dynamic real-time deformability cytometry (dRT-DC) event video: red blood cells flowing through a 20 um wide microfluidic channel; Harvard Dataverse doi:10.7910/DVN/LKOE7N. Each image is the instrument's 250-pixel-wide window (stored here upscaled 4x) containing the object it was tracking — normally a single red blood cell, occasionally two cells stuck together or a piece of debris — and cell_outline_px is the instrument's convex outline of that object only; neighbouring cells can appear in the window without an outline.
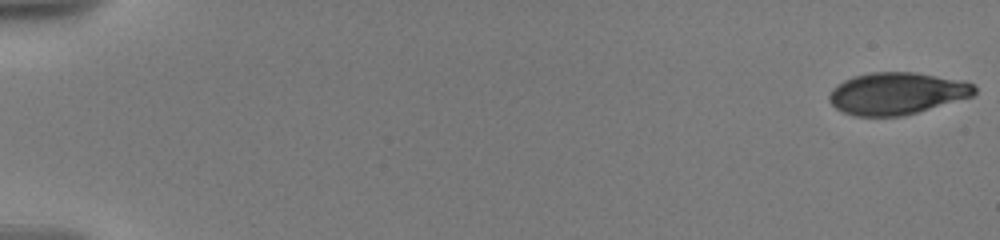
{"species": "human", "species_latin": "Homo sapiens", "temperature_condition": "warm", "stored_images_in_passage": 78, "camera_frame_rate_fps": 3000, "um_per_image_px": 0.085, "donor": {"sex": "male"}, "frame": {"image": 1, "passage_image": 1, "time_ms": 0.0, "image_size_px": [1000, 240], "cell_outline_px": [[976, 92], [972, 96], [916, 112], [900, 116], [856, 116], [844, 112], [836, 108], [828, 100], [828, 96], [832, 88], [836, 84], [852, 76], [872, 72], [916, 72], [964, 80], [972, 84], [976, 88]], "centroid_in_image_um": [76.2, 7.92], "position_along_channel_um": 8.8, "area_um2": 35.55}}
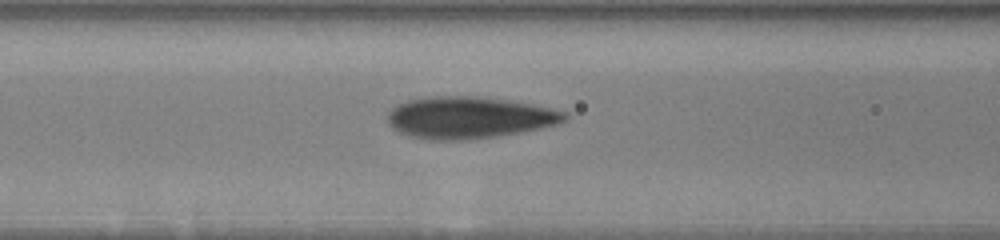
{"frame": {"image": 2, "passage_image": 54, "time_ms": 8.333, "image_size_px": [1000, 240], "cell_outline_px": [[568, 116], [564, 120], [556, 124], [520, 132], [496, 136], [464, 140], [432, 140], [408, 136], [392, 128], [388, 124], [388, 112], [396, 104], [408, 100], [432, 96], [476, 96], [508, 100], [532, 104], [568, 112]], "centroid_in_image_um": [39.83, 9.99], "position_along_channel_um": 126.8, "area_um2": 43.06}}
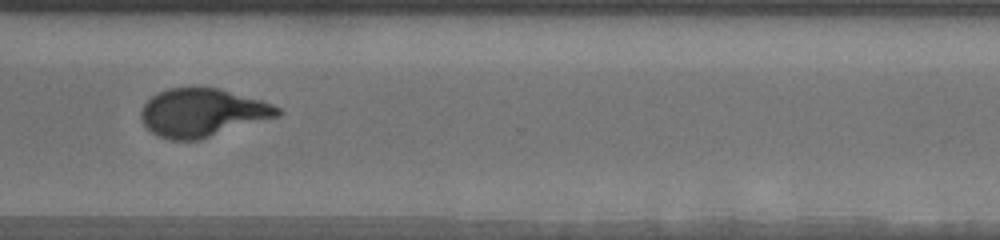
{"frame": {"image": 3, "passage_image": 77, "time_ms": 14.667, "image_size_px": [1000, 240], "cell_outline_px": [[280, 116], [200, 140], [172, 140], [160, 136], [152, 132], [144, 124], [140, 116], [140, 112], [144, 104], [152, 96], [168, 88], [220, 88], [260, 100], [272, 104], [280, 108]], "centroid_in_image_um": [17.22, 9.58], "position_along_channel_um": 353.4, "area_um2": 38.15}}